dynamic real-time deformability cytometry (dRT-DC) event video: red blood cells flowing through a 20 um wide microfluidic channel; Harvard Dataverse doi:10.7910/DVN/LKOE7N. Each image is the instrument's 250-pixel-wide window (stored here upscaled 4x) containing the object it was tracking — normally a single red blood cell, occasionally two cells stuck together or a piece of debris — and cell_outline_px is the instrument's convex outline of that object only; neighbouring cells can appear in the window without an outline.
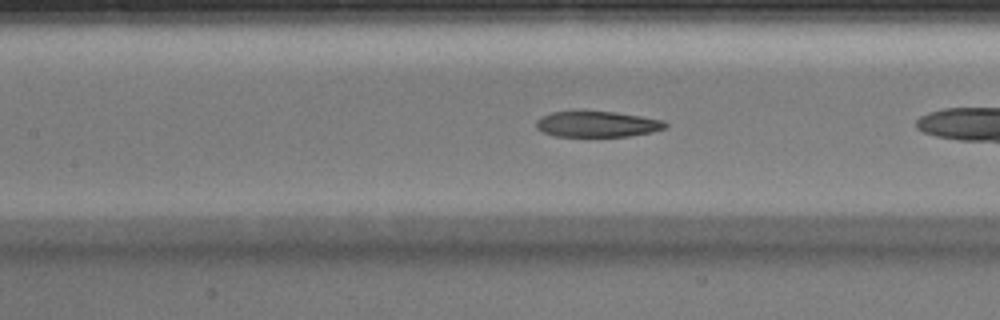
{"species": "Egyptian fruit bat (a non-hibernating species)", "species_latin": "Rousettus aegyptiacus", "temperature_condition": "warm", "stored_images_in_passage": 25, "camera_frame_rate_fps": 3000, "um_per_image_px": 0.085, "animal": {"sex": "male"}, "frame": {"image": 1, "passage_image": 11, "time_ms": 3.333, "image_size_px": [1000, 320], "cell_outline_px": [[668, 124], [664, 128], [652, 132], [628, 136], [556, 136], [544, 132], [536, 128], [536, 120], [540, 116], [552, 112], [616, 112], [664, 120]], "centroid_in_image_um": [50.76, 10.55], "position_along_channel_um": 156.6, "area_um2": 19.19}}